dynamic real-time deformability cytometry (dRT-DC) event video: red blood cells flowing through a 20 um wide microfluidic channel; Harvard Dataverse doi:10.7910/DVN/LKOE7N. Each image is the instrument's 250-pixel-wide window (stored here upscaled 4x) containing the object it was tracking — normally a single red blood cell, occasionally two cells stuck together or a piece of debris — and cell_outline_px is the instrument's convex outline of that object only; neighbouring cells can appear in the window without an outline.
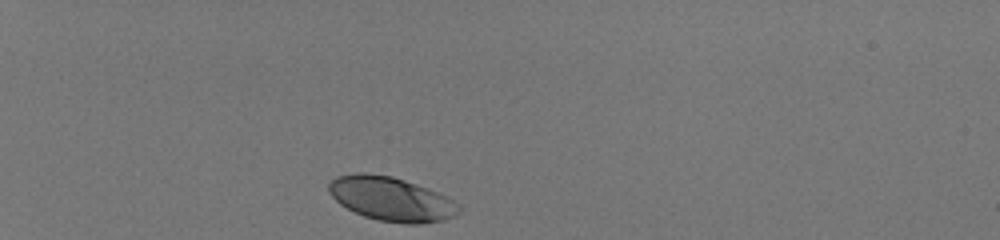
{"species": "human", "species_latin": "Homo sapiens", "temperature_condition": "room temperature", "stored_images_in_passage": 33, "camera_frame_rate_fps": 3000, "um_per_image_px": 0.085, "donor": {"sex": "male"}, "frame": {"image": 1, "passage_image": 1, "time_ms": 0.0, "image_size_px": [1000, 240], "cell_outline_px": [[460, 212], [444, 220], [420, 224], [404, 224], [380, 220], [364, 216], [340, 204], [328, 192], [328, 184], [336, 176], [356, 172], [364, 172], [392, 176], [416, 184], [436, 192], [460, 204]], "centroid_in_image_um": [33.23, 16.9], "position_along_channel_um": 51.8, "area_um2": 33.23}}
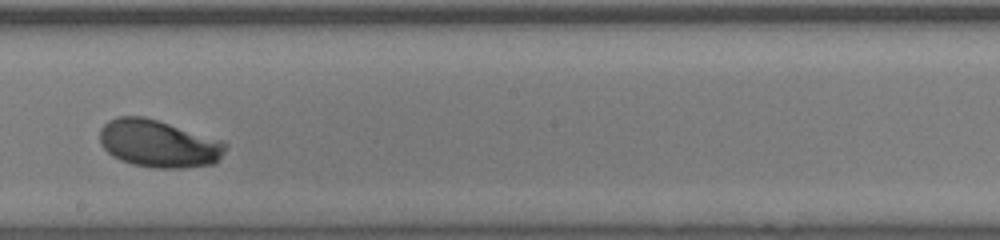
{"frame": {"image": 2, "passage_image": 19, "time_ms": 6.0, "image_size_px": [1000, 240], "cell_outline_px": [[228, 144], [220, 160], [216, 164], [184, 168], [152, 168], [132, 164], [120, 160], [112, 156], [100, 144], [100, 128], [108, 120], [116, 116], [144, 116], [224, 140]], "centroid_in_image_um": [13.5, 12.21], "position_along_channel_um": 234.7, "area_um2": 35.32}}
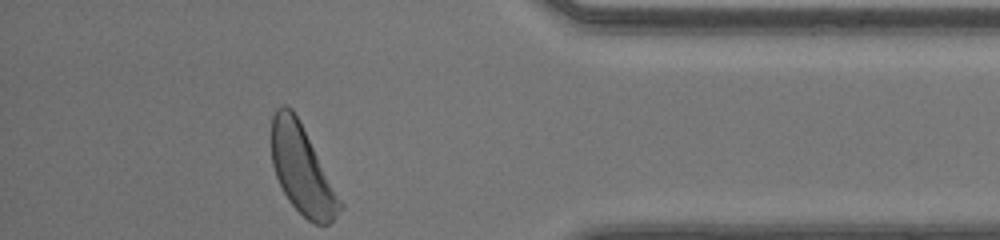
{"frame": {"image": 3, "passage_image": 33, "time_ms": 10.667, "image_size_px": [1000, 240], "cell_outline_px": [[344, 208], [328, 224], [316, 224], [308, 220], [288, 200], [276, 176], [272, 164], [272, 116], [276, 108], [284, 104], [292, 108], [344, 204]], "centroid_in_image_um": [25.68, 14.44], "position_along_channel_um": 409.5, "area_um2": 34.68}, "authors_computed_cell_mechanics": {"area_um2": 33.6974, "velocity_mm_per_s": 4.0956, "shape_relaxation_time_tau1_ms": 2.0919, "shape_relaxation_time_tau2_ms": null, "deformation_change_tau1": 0.1217, "deformation_change_tau2": null}}